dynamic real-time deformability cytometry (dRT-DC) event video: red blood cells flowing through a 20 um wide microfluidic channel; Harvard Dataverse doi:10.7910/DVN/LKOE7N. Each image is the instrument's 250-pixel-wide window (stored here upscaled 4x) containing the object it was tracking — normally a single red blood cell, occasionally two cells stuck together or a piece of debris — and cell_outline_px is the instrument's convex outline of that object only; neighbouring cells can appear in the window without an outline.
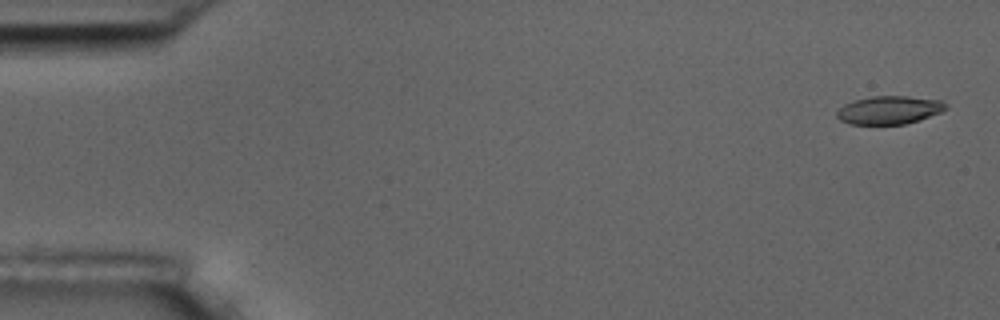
{"species": "common noctule bat (a hibernating species)", "species_latin": "Nyctalus noctula", "temperature_condition": "room temperature", "stored_images_in_passage": 5, "camera_frame_rate_fps": 3000, "um_per_image_px": 0.085, "animal": {"sex": "male", "body_mass_g": 17.5, "forearm_length_mm": 52.3}, "frame": {"image": 1, "passage_image": 1, "time_ms": 0.0, "image_size_px": [1000, 320], "cell_outline_px": [[948, 108], [940, 112], [920, 120], [904, 124], [848, 124], [840, 120], [836, 116], [836, 112], [844, 104], [856, 100], [872, 96], [908, 96], [940, 100], [948, 104]], "centroid_in_image_um": [75.59, 9.35], "position_along_channel_um": 9.4, "area_um2": 17.92}}
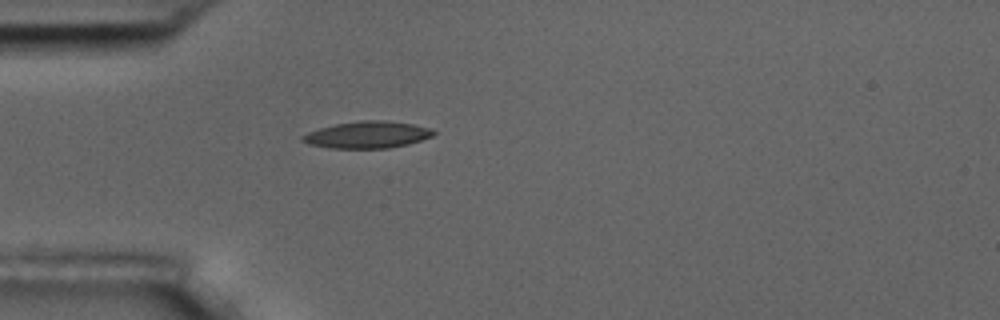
{"frame": {"image": 2, "passage_image": 5, "time_ms": 4.667, "image_size_px": [1000, 320], "cell_outline_px": [[436, 132], [432, 136], [408, 144], [388, 148], [328, 148], [308, 144], [300, 140], [300, 136], [308, 132], [320, 128], [336, 124], [360, 120], [384, 120], [412, 124], [428, 128]], "centroid_in_image_um": [31.17, 11.46], "position_along_channel_um": 53.8, "area_um2": 20.4}}